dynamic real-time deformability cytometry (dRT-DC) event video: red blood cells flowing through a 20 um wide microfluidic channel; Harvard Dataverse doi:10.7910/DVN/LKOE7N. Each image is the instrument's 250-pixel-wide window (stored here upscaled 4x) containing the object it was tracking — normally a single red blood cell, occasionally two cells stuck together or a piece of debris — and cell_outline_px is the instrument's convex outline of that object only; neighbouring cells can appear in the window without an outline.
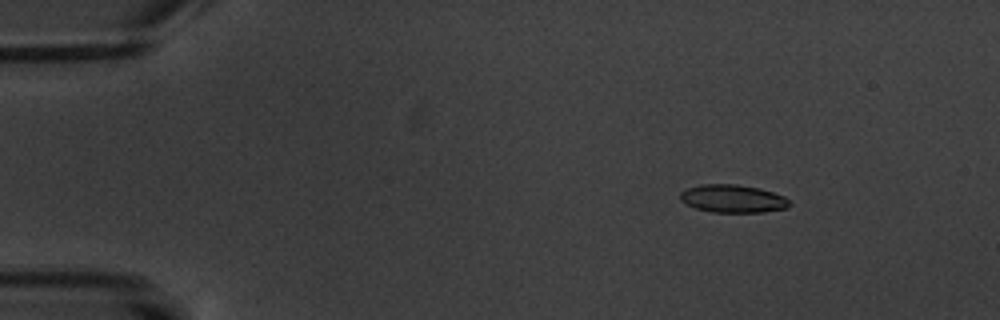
{"species": "common noctule bat (a hibernating species)", "species_latin": "Nyctalus noctula", "temperature_condition": "warm", "stored_images_in_passage": 7, "camera_frame_rate_fps": 3000, "um_per_image_px": 0.085, "animal": {"sex": "male", "body_mass_g": 20.1, "forearm_length_mm": 53.5}, "frame": {"image": 1, "passage_image": 3, "time_ms": 2.333, "image_size_px": [1000, 320], "cell_outline_px": [[792, 204], [788, 208], [764, 212], [712, 212], [696, 208], [680, 200], [680, 192], [688, 188], [700, 184], [736, 184], [760, 188], [784, 196]], "centroid_in_image_um": [62.31, 16.88], "position_along_channel_um": 22.7, "area_um2": 17.8}}
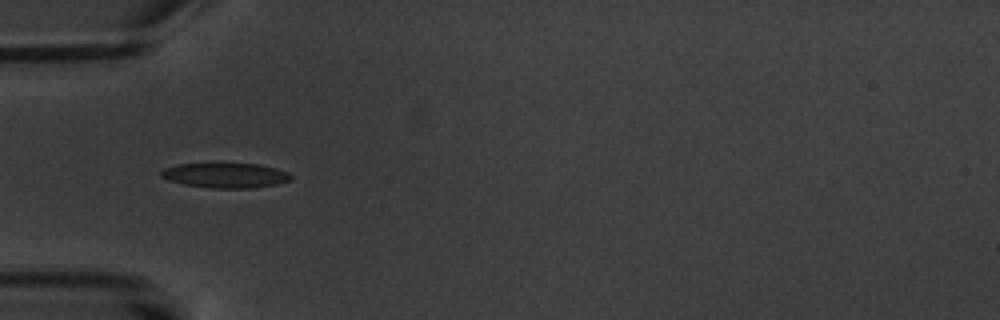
{"frame": {"image": 2, "passage_image": 6, "time_ms": 6.0, "image_size_px": [1000, 320], "cell_outline_px": [[292, 180], [276, 184], [252, 188], [208, 188], [184, 184], [168, 180], [160, 176], [160, 172], [164, 168], [176, 164], [212, 160], [220, 160], [260, 164], [276, 168], [288, 172], [292, 176]], "centroid_in_image_um": [19.12, 14.84], "position_along_channel_um": 65.9, "area_um2": 20.17}}